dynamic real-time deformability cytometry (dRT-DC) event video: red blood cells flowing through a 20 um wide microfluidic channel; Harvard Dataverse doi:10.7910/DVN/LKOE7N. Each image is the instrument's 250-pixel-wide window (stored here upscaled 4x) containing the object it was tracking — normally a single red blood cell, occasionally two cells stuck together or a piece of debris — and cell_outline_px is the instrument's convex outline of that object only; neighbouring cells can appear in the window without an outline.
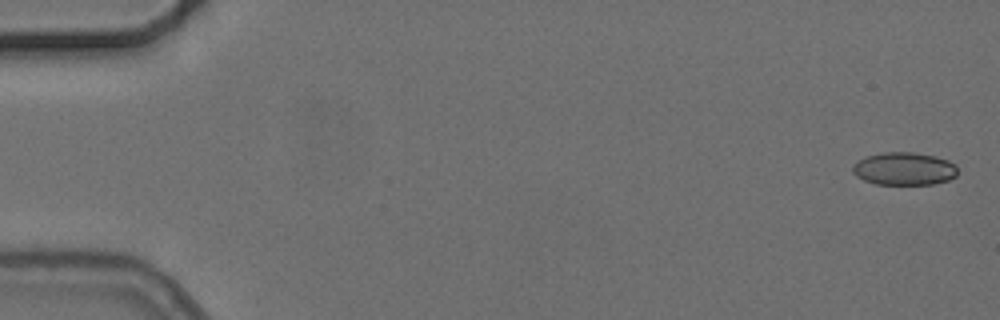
{"species": "common noctule bat (a hibernating species)", "species_latin": "Nyctalus noctula", "temperature_condition": "cold", "stored_images_in_passage": 5, "camera_frame_rate_fps": 3000, "um_per_image_px": 0.085, "animal": {"sex": "female", "body_mass_g": 24.6, "forearm_length_mm": 56.2}, "frame": {"image": 1, "passage_image": 1, "time_ms": 0.0, "image_size_px": [1000, 320], "cell_outline_px": [[956, 176], [948, 180], [932, 184], [876, 184], [864, 180], [856, 176], [852, 172], [852, 164], [864, 156], [884, 152], [912, 152], [936, 156], [948, 160], [956, 164]], "centroid_in_image_um": [76.82, 14.33], "position_along_channel_um": 8.2, "area_um2": 20.23}}
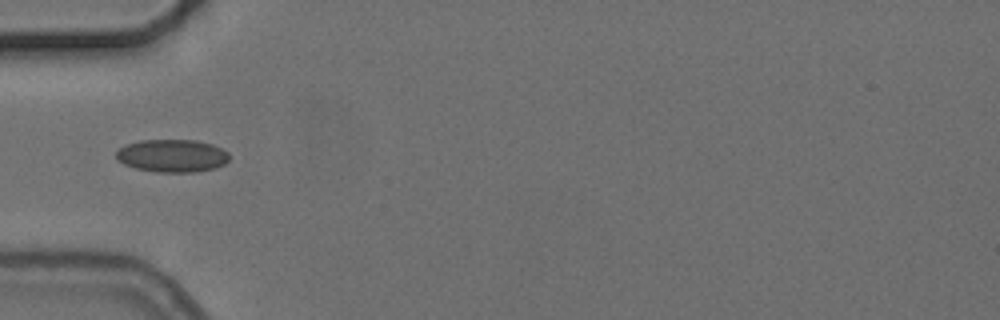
{"frame": {"image": 2, "passage_image": 5, "time_ms": 5.667, "image_size_px": [1000, 320], "cell_outline_px": [[228, 160], [224, 164], [216, 168], [196, 172], [156, 172], [136, 168], [124, 164], [116, 160], [116, 152], [120, 148], [128, 144], [140, 140], [196, 140], [212, 144], [228, 152]], "centroid_in_image_um": [14.63, 13.24], "position_along_channel_um": 70.4, "area_um2": 21.62}}